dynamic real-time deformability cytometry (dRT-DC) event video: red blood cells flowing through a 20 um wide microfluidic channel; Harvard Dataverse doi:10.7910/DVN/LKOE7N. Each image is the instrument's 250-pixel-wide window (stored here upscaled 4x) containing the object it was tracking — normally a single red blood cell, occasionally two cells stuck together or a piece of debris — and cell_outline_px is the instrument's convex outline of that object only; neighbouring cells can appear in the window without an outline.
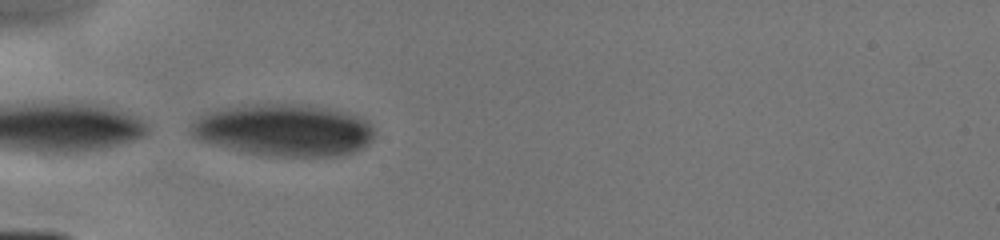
{"species": "human", "species_latin": "Homo sapiens", "temperature_condition": "cold", "stored_images_in_passage": 4, "camera_frame_rate_fps": 3000, "um_per_image_px": 0.085, "donor": {"sex": "male"}, "frame": {"image": 1, "passage_image": 3, "time_ms": 2.667, "image_size_px": [1000, 240], "cell_outline_px": [[372, 140], [364, 148], [352, 152], [336, 156], [276, 156], [248, 152], [200, 140], [192, 136], [188, 132], [192, 120], [196, 116], [204, 112], [220, 108], [256, 104], [308, 104], [336, 108], [364, 116], [372, 124]], "centroid_in_image_um": [24.16, 11.02], "position_along_channel_um": 60.8, "area_um2": 56.36}}